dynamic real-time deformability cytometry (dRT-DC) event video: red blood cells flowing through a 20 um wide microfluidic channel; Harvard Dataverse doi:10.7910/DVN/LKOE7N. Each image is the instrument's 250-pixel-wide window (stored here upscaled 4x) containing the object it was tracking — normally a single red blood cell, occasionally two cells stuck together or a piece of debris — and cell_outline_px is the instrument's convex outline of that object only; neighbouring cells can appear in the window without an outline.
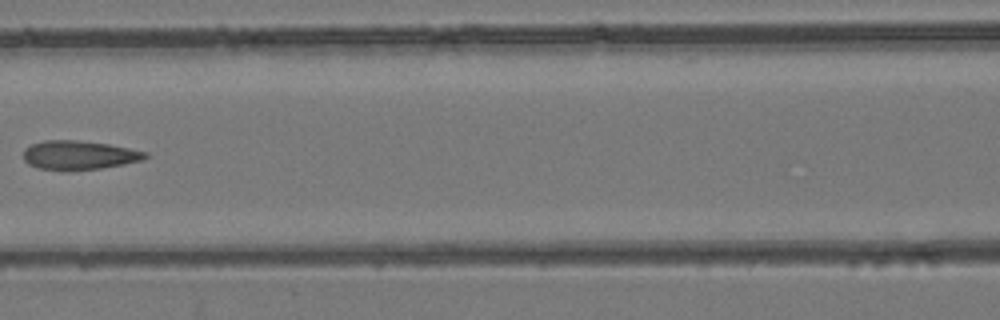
{"species": "common noctule bat (a hibernating species)", "species_latin": "Nyctalus noctula", "temperature_condition": "room temperature", "stored_images_in_passage": 5, "camera_frame_rate_fps": 3000, "um_per_image_px": 0.085, "animal": {"sex": "female", "body_mass_g": 24.6, "forearm_length_mm": 56.2}, "frame": {"image": 1, "passage_image": 4, "time_ms": 5.333, "image_size_px": [1000, 320], "cell_outline_px": [[148, 156], [144, 160], [124, 164], [100, 168], [68, 172], [36, 168], [28, 164], [24, 160], [24, 148], [32, 144], [44, 140], [76, 140], [108, 144], [148, 152]], "centroid_in_image_um": [6.7, 13.21], "position_along_channel_um": 159.9, "area_um2": 20.92}}
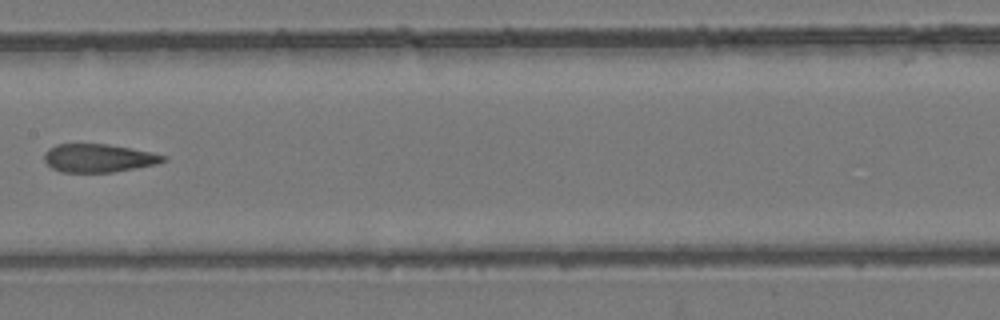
{"frame": {"image": 2, "passage_image": 5, "time_ms": 6.333, "image_size_px": [1000, 320], "cell_outline_px": [[168, 160], [156, 164], [136, 168], [112, 172], [60, 172], [52, 168], [44, 160], [44, 152], [48, 148], [56, 144], [108, 144], [152, 152], [168, 156]], "centroid_in_image_um": [8.38, 13.43], "position_along_channel_um": 199.0, "area_um2": 19.71}}